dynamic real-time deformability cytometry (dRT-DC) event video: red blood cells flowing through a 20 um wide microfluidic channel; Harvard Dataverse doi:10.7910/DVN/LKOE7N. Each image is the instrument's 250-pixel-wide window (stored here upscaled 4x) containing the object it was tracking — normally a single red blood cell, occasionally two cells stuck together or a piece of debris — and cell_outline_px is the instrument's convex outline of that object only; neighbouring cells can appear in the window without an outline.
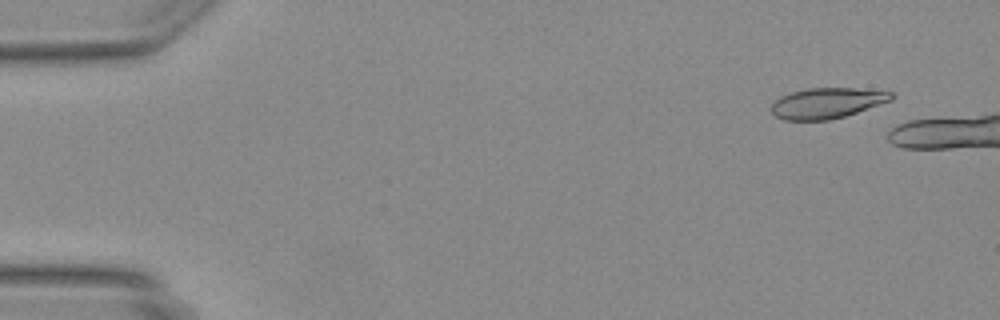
{"species": "Egyptian fruit bat (a non-hibernating species)", "species_latin": "Rousettus aegyptiacus", "temperature_condition": "warm", "stored_images_in_passage": 10, "camera_frame_rate_fps": 3000, "um_per_image_px": 0.085, "animal": {"sex": "female"}, "frame": {"image": 1, "passage_image": 4, "time_ms": 1.0, "image_size_px": [1000, 320], "cell_outline_px": [[896, 96], [892, 100], [844, 116], [828, 120], [784, 120], [776, 116], [772, 112], [772, 104], [780, 96], [792, 92], [808, 88], [856, 88], [892, 92]], "centroid_in_image_um": [70.3, 8.75], "position_along_channel_um": 14.7, "area_um2": 21.21}}